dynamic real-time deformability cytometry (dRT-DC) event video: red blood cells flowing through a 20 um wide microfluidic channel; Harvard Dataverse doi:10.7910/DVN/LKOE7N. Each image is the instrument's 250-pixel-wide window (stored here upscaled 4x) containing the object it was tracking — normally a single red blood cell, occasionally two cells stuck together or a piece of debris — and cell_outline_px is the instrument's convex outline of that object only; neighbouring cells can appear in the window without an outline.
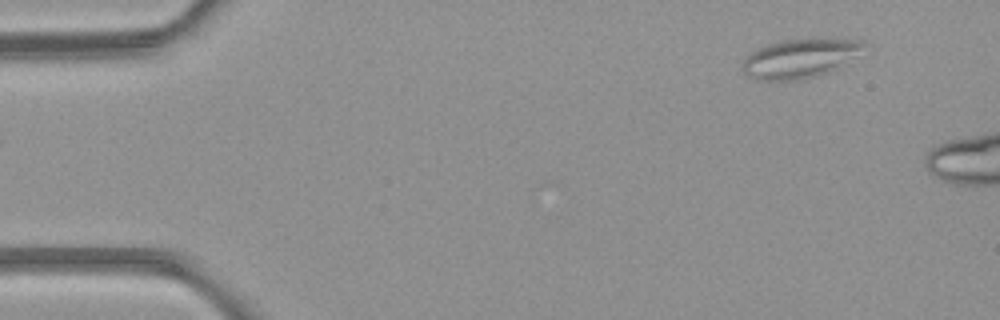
{"species": "common noctule bat (a hibernating species)", "species_latin": "Nyctalus noctula", "temperature_condition": "room temperature", "stored_images_in_passage": 6, "camera_frame_rate_fps": 3000, "um_per_image_px": 0.085, "animal": {"sex": "female", "body_mass_g": 21.9}, "frame": {"image": 1, "passage_image": 6, "time_ms": 5.667, "image_size_px": [1000, 320], "cell_outline_px": [[864, 44], [828, 72], [804, 80], [752, 80], [744, 72], [744, 60], [756, 48], [768, 44], [784, 40], [864, 40]], "centroid_in_image_um": [67.8, 5.0], "position_along_channel_um": 17.2, "area_um2": 26.07}}